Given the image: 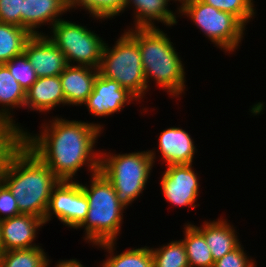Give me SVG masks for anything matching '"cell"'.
Returning a JSON list of instances; mask_svg holds the SVG:
<instances>
[{
	"label": "cell",
	"instance_id": "cell-1",
	"mask_svg": "<svg viewBox=\"0 0 266 267\" xmlns=\"http://www.w3.org/2000/svg\"><path fill=\"white\" fill-rule=\"evenodd\" d=\"M37 135L24 131L21 141L59 180L72 181L87 164L92 174L100 170V153L93 148L103 127L100 124L56 118Z\"/></svg>",
	"mask_w": 266,
	"mask_h": 267
},
{
	"label": "cell",
	"instance_id": "cell-2",
	"mask_svg": "<svg viewBox=\"0 0 266 267\" xmlns=\"http://www.w3.org/2000/svg\"><path fill=\"white\" fill-rule=\"evenodd\" d=\"M0 181L15 197L20 213L44 220L52 189L60 180L20 141L7 155Z\"/></svg>",
	"mask_w": 266,
	"mask_h": 267
},
{
	"label": "cell",
	"instance_id": "cell-3",
	"mask_svg": "<svg viewBox=\"0 0 266 267\" xmlns=\"http://www.w3.org/2000/svg\"><path fill=\"white\" fill-rule=\"evenodd\" d=\"M135 29V30H134ZM132 28L126 32L137 42L146 84L153 78L157 86L173 97L185 90L182 61L167 34L156 28Z\"/></svg>",
	"mask_w": 266,
	"mask_h": 267
},
{
	"label": "cell",
	"instance_id": "cell-4",
	"mask_svg": "<svg viewBox=\"0 0 266 267\" xmlns=\"http://www.w3.org/2000/svg\"><path fill=\"white\" fill-rule=\"evenodd\" d=\"M91 175L89 188L80 183L88 199L89 209L86 219L77 229L84 227V240L97 246L117 240L125 207L117 199L115 189L102 172Z\"/></svg>",
	"mask_w": 266,
	"mask_h": 267
},
{
	"label": "cell",
	"instance_id": "cell-5",
	"mask_svg": "<svg viewBox=\"0 0 266 267\" xmlns=\"http://www.w3.org/2000/svg\"><path fill=\"white\" fill-rule=\"evenodd\" d=\"M155 151L129 154L100 152V172L111 182L119 202L126 208L143 193L154 166Z\"/></svg>",
	"mask_w": 266,
	"mask_h": 267
},
{
	"label": "cell",
	"instance_id": "cell-6",
	"mask_svg": "<svg viewBox=\"0 0 266 267\" xmlns=\"http://www.w3.org/2000/svg\"><path fill=\"white\" fill-rule=\"evenodd\" d=\"M98 71L103 77L117 81L138 100L148 91L141 51L137 42L126 31L117 39L113 48L105 43Z\"/></svg>",
	"mask_w": 266,
	"mask_h": 267
},
{
	"label": "cell",
	"instance_id": "cell-7",
	"mask_svg": "<svg viewBox=\"0 0 266 267\" xmlns=\"http://www.w3.org/2000/svg\"><path fill=\"white\" fill-rule=\"evenodd\" d=\"M178 14L191 18L197 28L221 50L233 52L242 41L245 25L228 12L220 11L213 6L194 0L176 10Z\"/></svg>",
	"mask_w": 266,
	"mask_h": 267
},
{
	"label": "cell",
	"instance_id": "cell-8",
	"mask_svg": "<svg viewBox=\"0 0 266 267\" xmlns=\"http://www.w3.org/2000/svg\"><path fill=\"white\" fill-rule=\"evenodd\" d=\"M53 35L48 38L63 52L68 65L76 62L79 66L99 69L104 41L86 26L64 19L51 27Z\"/></svg>",
	"mask_w": 266,
	"mask_h": 267
},
{
	"label": "cell",
	"instance_id": "cell-9",
	"mask_svg": "<svg viewBox=\"0 0 266 267\" xmlns=\"http://www.w3.org/2000/svg\"><path fill=\"white\" fill-rule=\"evenodd\" d=\"M192 164L167 165L160 181L166 201L174 206L193 207L197 205L199 193V177L192 169Z\"/></svg>",
	"mask_w": 266,
	"mask_h": 267
},
{
	"label": "cell",
	"instance_id": "cell-10",
	"mask_svg": "<svg viewBox=\"0 0 266 267\" xmlns=\"http://www.w3.org/2000/svg\"><path fill=\"white\" fill-rule=\"evenodd\" d=\"M133 100L138 101L132 93L122 88L117 81L103 77L98 73L94 89L83 104L87 106L92 115L101 117L120 112L126 103L129 105Z\"/></svg>",
	"mask_w": 266,
	"mask_h": 267
},
{
	"label": "cell",
	"instance_id": "cell-11",
	"mask_svg": "<svg viewBox=\"0 0 266 267\" xmlns=\"http://www.w3.org/2000/svg\"><path fill=\"white\" fill-rule=\"evenodd\" d=\"M24 53L38 78L59 76L68 66L63 52L45 34L32 35Z\"/></svg>",
	"mask_w": 266,
	"mask_h": 267
},
{
	"label": "cell",
	"instance_id": "cell-12",
	"mask_svg": "<svg viewBox=\"0 0 266 267\" xmlns=\"http://www.w3.org/2000/svg\"><path fill=\"white\" fill-rule=\"evenodd\" d=\"M44 225L43 219L32 214H20L0 221V233L4 252L13 249H28L39 245L36 239L38 228Z\"/></svg>",
	"mask_w": 266,
	"mask_h": 267
},
{
	"label": "cell",
	"instance_id": "cell-13",
	"mask_svg": "<svg viewBox=\"0 0 266 267\" xmlns=\"http://www.w3.org/2000/svg\"><path fill=\"white\" fill-rule=\"evenodd\" d=\"M98 73L89 66L68 65L59 75L66 104L82 106L94 89Z\"/></svg>",
	"mask_w": 266,
	"mask_h": 267
},
{
	"label": "cell",
	"instance_id": "cell-14",
	"mask_svg": "<svg viewBox=\"0 0 266 267\" xmlns=\"http://www.w3.org/2000/svg\"><path fill=\"white\" fill-rule=\"evenodd\" d=\"M159 152L167 165L192 164L196 146L185 130L170 127L159 135Z\"/></svg>",
	"mask_w": 266,
	"mask_h": 267
},
{
	"label": "cell",
	"instance_id": "cell-15",
	"mask_svg": "<svg viewBox=\"0 0 266 267\" xmlns=\"http://www.w3.org/2000/svg\"><path fill=\"white\" fill-rule=\"evenodd\" d=\"M68 10L70 5L65 0H24L23 28L32 35H44L36 29L44 23H50L53 26L61 20L59 16Z\"/></svg>",
	"mask_w": 266,
	"mask_h": 267
},
{
	"label": "cell",
	"instance_id": "cell-16",
	"mask_svg": "<svg viewBox=\"0 0 266 267\" xmlns=\"http://www.w3.org/2000/svg\"><path fill=\"white\" fill-rule=\"evenodd\" d=\"M66 105L60 76L38 78L26 91L24 107L39 112H48L56 106Z\"/></svg>",
	"mask_w": 266,
	"mask_h": 267
},
{
	"label": "cell",
	"instance_id": "cell-17",
	"mask_svg": "<svg viewBox=\"0 0 266 267\" xmlns=\"http://www.w3.org/2000/svg\"><path fill=\"white\" fill-rule=\"evenodd\" d=\"M220 219L218 221H205L201 227L193 224L204 236L214 262L234 250L240 244L233 225L227 223L228 221L225 219Z\"/></svg>",
	"mask_w": 266,
	"mask_h": 267
},
{
	"label": "cell",
	"instance_id": "cell-18",
	"mask_svg": "<svg viewBox=\"0 0 266 267\" xmlns=\"http://www.w3.org/2000/svg\"><path fill=\"white\" fill-rule=\"evenodd\" d=\"M170 0H125L124 11L128 6L135 7V27L156 28L154 21L163 22L166 26L177 24L176 12L167 8Z\"/></svg>",
	"mask_w": 266,
	"mask_h": 267
},
{
	"label": "cell",
	"instance_id": "cell-19",
	"mask_svg": "<svg viewBox=\"0 0 266 267\" xmlns=\"http://www.w3.org/2000/svg\"><path fill=\"white\" fill-rule=\"evenodd\" d=\"M25 100V90L11 75L8 67L5 64H0V104L3 105L0 109V119L9 122L20 134H22L24 130L22 127L18 126V124H15L10 111L11 108L23 107L25 105Z\"/></svg>",
	"mask_w": 266,
	"mask_h": 267
},
{
	"label": "cell",
	"instance_id": "cell-20",
	"mask_svg": "<svg viewBox=\"0 0 266 267\" xmlns=\"http://www.w3.org/2000/svg\"><path fill=\"white\" fill-rule=\"evenodd\" d=\"M116 241H108L97 244L104 248L110 256L101 263L102 267H153V259L151 248L145 246L140 248H132L121 252L114 253ZM114 253V254H113Z\"/></svg>",
	"mask_w": 266,
	"mask_h": 267
},
{
	"label": "cell",
	"instance_id": "cell-21",
	"mask_svg": "<svg viewBox=\"0 0 266 267\" xmlns=\"http://www.w3.org/2000/svg\"><path fill=\"white\" fill-rule=\"evenodd\" d=\"M32 34L23 27L0 22V64L24 53Z\"/></svg>",
	"mask_w": 266,
	"mask_h": 267
},
{
	"label": "cell",
	"instance_id": "cell-22",
	"mask_svg": "<svg viewBox=\"0 0 266 267\" xmlns=\"http://www.w3.org/2000/svg\"><path fill=\"white\" fill-rule=\"evenodd\" d=\"M72 181L60 180L52 189L49 205L44 216V224L52 214L64 225L71 228Z\"/></svg>",
	"mask_w": 266,
	"mask_h": 267
},
{
	"label": "cell",
	"instance_id": "cell-23",
	"mask_svg": "<svg viewBox=\"0 0 266 267\" xmlns=\"http://www.w3.org/2000/svg\"><path fill=\"white\" fill-rule=\"evenodd\" d=\"M184 230L185 237L182 242L185 246L189 267H213L214 260L204 236L189 223L185 225Z\"/></svg>",
	"mask_w": 266,
	"mask_h": 267
},
{
	"label": "cell",
	"instance_id": "cell-24",
	"mask_svg": "<svg viewBox=\"0 0 266 267\" xmlns=\"http://www.w3.org/2000/svg\"><path fill=\"white\" fill-rule=\"evenodd\" d=\"M40 246L5 251L0 256V267H49L51 260Z\"/></svg>",
	"mask_w": 266,
	"mask_h": 267
},
{
	"label": "cell",
	"instance_id": "cell-25",
	"mask_svg": "<svg viewBox=\"0 0 266 267\" xmlns=\"http://www.w3.org/2000/svg\"><path fill=\"white\" fill-rule=\"evenodd\" d=\"M153 267H189L182 240L171 241L159 248H151Z\"/></svg>",
	"mask_w": 266,
	"mask_h": 267
},
{
	"label": "cell",
	"instance_id": "cell-26",
	"mask_svg": "<svg viewBox=\"0 0 266 267\" xmlns=\"http://www.w3.org/2000/svg\"><path fill=\"white\" fill-rule=\"evenodd\" d=\"M124 4L125 0H75L70 9L82 6L93 18L104 20L124 12Z\"/></svg>",
	"mask_w": 266,
	"mask_h": 267
},
{
	"label": "cell",
	"instance_id": "cell-27",
	"mask_svg": "<svg viewBox=\"0 0 266 267\" xmlns=\"http://www.w3.org/2000/svg\"><path fill=\"white\" fill-rule=\"evenodd\" d=\"M214 8L237 17L245 26L256 14L253 0H201Z\"/></svg>",
	"mask_w": 266,
	"mask_h": 267
},
{
	"label": "cell",
	"instance_id": "cell-28",
	"mask_svg": "<svg viewBox=\"0 0 266 267\" xmlns=\"http://www.w3.org/2000/svg\"><path fill=\"white\" fill-rule=\"evenodd\" d=\"M5 65L25 92L38 79L36 72L25 53L15 56L9 62L5 63Z\"/></svg>",
	"mask_w": 266,
	"mask_h": 267
},
{
	"label": "cell",
	"instance_id": "cell-29",
	"mask_svg": "<svg viewBox=\"0 0 266 267\" xmlns=\"http://www.w3.org/2000/svg\"><path fill=\"white\" fill-rule=\"evenodd\" d=\"M89 202L79 181L72 180L71 228L77 229L86 219Z\"/></svg>",
	"mask_w": 266,
	"mask_h": 267
},
{
	"label": "cell",
	"instance_id": "cell-30",
	"mask_svg": "<svg viewBox=\"0 0 266 267\" xmlns=\"http://www.w3.org/2000/svg\"><path fill=\"white\" fill-rule=\"evenodd\" d=\"M23 1L0 0V22L23 27Z\"/></svg>",
	"mask_w": 266,
	"mask_h": 267
},
{
	"label": "cell",
	"instance_id": "cell-31",
	"mask_svg": "<svg viewBox=\"0 0 266 267\" xmlns=\"http://www.w3.org/2000/svg\"><path fill=\"white\" fill-rule=\"evenodd\" d=\"M21 141V134L9 122L0 119V159H6L10 151Z\"/></svg>",
	"mask_w": 266,
	"mask_h": 267
},
{
	"label": "cell",
	"instance_id": "cell-32",
	"mask_svg": "<svg viewBox=\"0 0 266 267\" xmlns=\"http://www.w3.org/2000/svg\"><path fill=\"white\" fill-rule=\"evenodd\" d=\"M255 261L247 257L241 243L231 252L214 262L213 267H254Z\"/></svg>",
	"mask_w": 266,
	"mask_h": 267
},
{
	"label": "cell",
	"instance_id": "cell-33",
	"mask_svg": "<svg viewBox=\"0 0 266 267\" xmlns=\"http://www.w3.org/2000/svg\"><path fill=\"white\" fill-rule=\"evenodd\" d=\"M20 214L15 197L0 181V221Z\"/></svg>",
	"mask_w": 266,
	"mask_h": 267
},
{
	"label": "cell",
	"instance_id": "cell-34",
	"mask_svg": "<svg viewBox=\"0 0 266 267\" xmlns=\"http://www.w3.org/2000/svg\"><path fill=\"white\" fill-rule=\"evenodd\" d=\"M55 267H84L81 262L77 261L76 259L70 260H60Z\"/></svg>",
	"mask_w": 266,
	"mask_h": 267
},
{
	"label": "cell",
	"instance_id": "cell-35",
	"mask_svg": "<svg viewBox=\"0 0 266 267\" xmlns=\"http://www.w3.org/2000/svg\"><path fill=\"white\" fill-rule=\"evenodd\" d=\"M175 1H179L181 3V6L179 7L182 8L185 4L189 3V2H192L194 0H175Z\"/></svg>",
	"mask_w": 266,
	"mask_h": 267
},
{
	"label": "cell",
	"instance_id": "cell-36",
	"mask_svg": "<svg viewBox=\"0 0 266 267\" xmlns=\"http://www.w3.org/2000/svg\"><path fill=\"white\" fill-rule=\"evenodd\" d=\"M3 252H4V248H3V243H2V239H1V233H0V256Z\"/></svg>",
	"mask_w": 266,
	"mask_h": 267
},
{
	"label": "cell",
	"instance_id": "cell-37",
	"mask_svg": "<svg viewBox=\"0 0 266 267\" xmlns=\"http://www.w3.org/2000/svg\"><path fill=\"white\" fill-rule=\"evenodd\" d=\"M6 159H0V172H1V168H2V165L4 164Z\"/></svg>",
	"mask_w": 266,
	"mask_h": 267
},
{
	"label": "cell",
	"instance_id": "cell-38",
	"mask_svg": "<svg viewBox=\"0 0 266 267\" xmlns=\"http://www.w3.org/2000/svg\"><path fill=\"white\" fill-rule=\"evenodd\" d=\"M69 5H71L75 0H65Z\"/></svg>",
	"mask_w": 266,
	"mask_h": 267
}]
</instances>
